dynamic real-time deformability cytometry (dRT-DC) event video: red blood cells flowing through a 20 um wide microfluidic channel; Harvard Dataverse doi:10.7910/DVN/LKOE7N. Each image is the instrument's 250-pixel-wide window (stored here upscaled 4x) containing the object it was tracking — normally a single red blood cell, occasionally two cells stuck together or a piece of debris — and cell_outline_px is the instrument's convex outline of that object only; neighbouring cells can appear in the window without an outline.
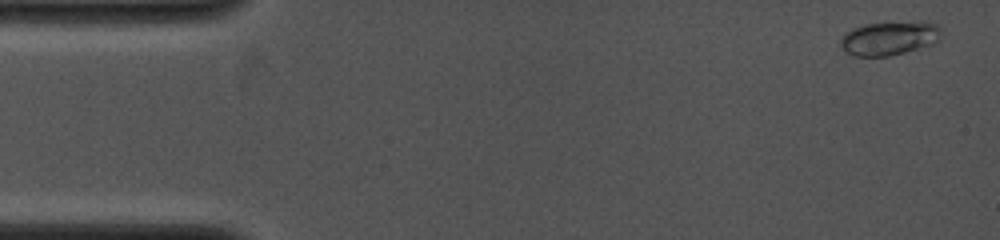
{"species": "common noctule bat (a hibernating species)", "species_latin": "Nyctalus noctula", "temperature_condition": "cold", "stored_images_in_passage": 3, "camera_frame_rate_fps": 4000, "um_per_image_px": 0.085, "animal": {"sex": "female", "body_mass_g": 19.0, "forearm_length_mm": 53.3}, "frame": {"image": 1, "passage_image": 1, "time_ms": 0.0, "image_size_px": [1000, 240], "cell_outline_px": [[940, 32], [936, 44], [888, 56], [852, 56], [840, 48], [840, 36], [852, 28], [868, 24], [916, 20], [924, 20], [936, 24], [940, 28]], "centroid_in_image_um": [75.59, 3.23], "position_along_channel_um": 9.4, "area_um2": 20.29}}